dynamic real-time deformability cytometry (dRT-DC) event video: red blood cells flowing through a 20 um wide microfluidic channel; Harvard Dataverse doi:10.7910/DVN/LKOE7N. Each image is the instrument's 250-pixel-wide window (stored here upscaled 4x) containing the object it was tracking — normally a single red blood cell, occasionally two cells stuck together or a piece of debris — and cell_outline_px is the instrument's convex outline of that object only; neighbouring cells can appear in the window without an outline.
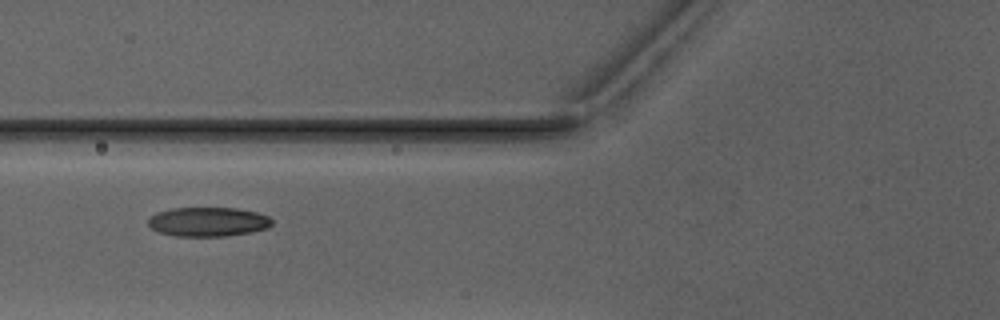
{"species": "Egyptian fruit bat (a non-hibernating species)", "species_latin": "Rousettus aegyptiacus", "temperature_condition": "warm", "stored_images_in_passage": 3, "camera_frame_rate_fps": 3000, "um_per_image_px": 0.085, "animal": {"sex": "male"}, "frame": {"image": 1, "passage_image": 2, "time_ms": 1.333, "image_size_px": [1000, 320], "cell_outline_px": [[272, 224], [268, 228], [248, 232], [224, 236], [176, 236], [156, 232], [148, 224], [148, 220], [156, 212], [172, 208], [236, 208], [256, 212], [268, 216], [272, 220]], "centroid_in_image_um": [17.66, 18.85], "position_along_channel_um": 108.1, "area_um2": 21.04}}
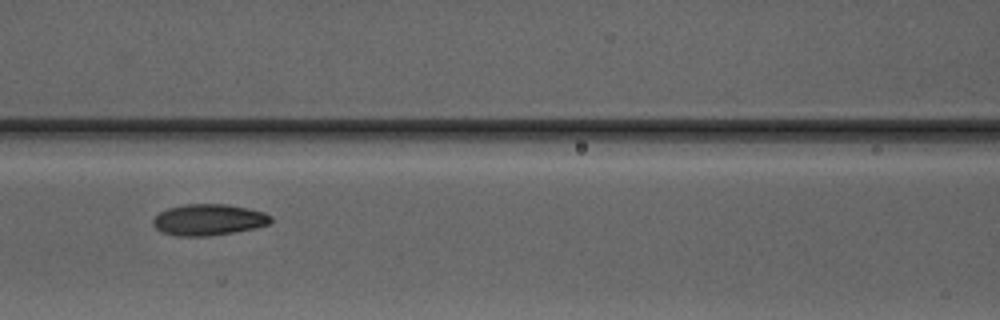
{"frame": {"image": 2, "passage_image": 3, "time_ms": 2.333, "image_size_px": [1000, 320], "cell_outline_px": [[272, 220], [268, 224], [252, 228], [232, 232], [208, 236], [176, 236], [160, 232], [152, 224], [152, 220], [160, 212], [168, 208], [184, 204], [228, 204], [248, 208], [264, 212], [272, 216]], "centroid_in_image_um": [17.7, 18.67], "position_along_channel_um": 148.9, "area_um2": 21.44}}